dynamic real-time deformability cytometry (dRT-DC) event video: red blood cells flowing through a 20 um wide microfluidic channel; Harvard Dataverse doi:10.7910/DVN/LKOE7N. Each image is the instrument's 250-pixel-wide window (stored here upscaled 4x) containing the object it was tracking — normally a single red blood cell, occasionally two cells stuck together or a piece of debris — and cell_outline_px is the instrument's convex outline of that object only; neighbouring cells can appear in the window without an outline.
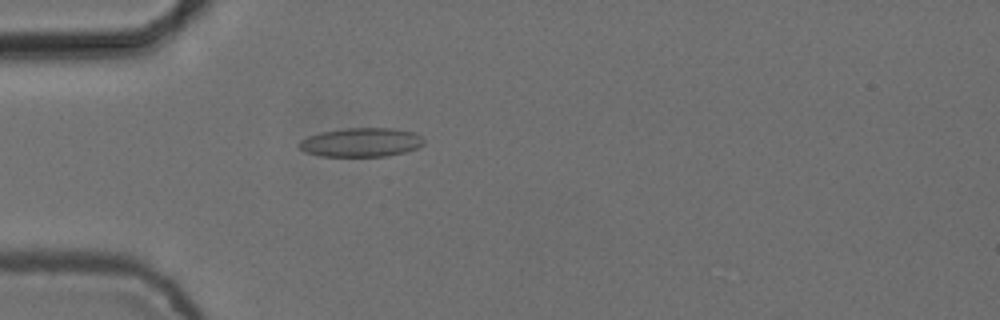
{"species": "common noctule bat (a hibernating species)", "species_latin": "Nyctalus noctula", "temperature_condition": "cold", "stored_images_in_passage": 4, "camera_frame_rate_fps": 3000, "um_per_image_px": 0.085, "animal": {"sex": "female", "body_mass_g": 24.6, "forearm_length_mm": 56.2}, "frame": {"image": 1, "passage_image": 4, "time_ms": 1.0, "image_size_px": [1000, 320], "cell_outline_px": [[424, 144], [416, 148], [404, 152], [388, 156], [320, 156], [304, 152], [296, 144], [300, 140], [308, 136], [320, 132], [344, 128], [396, 128], [412, 132], [420, 136], [424, 140]], "centroid_in_image_um": [30.66, 12.09], "position_along_channel_um": 54.3, "area_um2": 21.15}}